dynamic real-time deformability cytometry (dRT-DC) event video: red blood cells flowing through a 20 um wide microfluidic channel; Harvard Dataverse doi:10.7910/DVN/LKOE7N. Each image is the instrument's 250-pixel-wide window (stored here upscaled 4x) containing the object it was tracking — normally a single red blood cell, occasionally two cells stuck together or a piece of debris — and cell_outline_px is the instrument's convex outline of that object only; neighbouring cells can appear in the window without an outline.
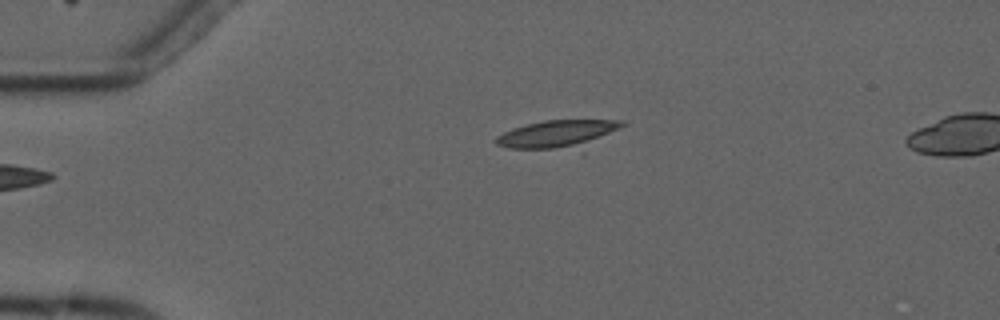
{"species": "common noctule bat (a hibernating species)", "species_latin": "Nyctalus noctula", "temperature_condition": "cold", "stored_images_in_passage": 5, "camera_frame_rate_fps": 3000, "um_per_image_px": 0.085, "animal": {"sex": "male", "forearm_length_mm": 52.5}, "frame": {"image": 1, "passage_image": 5, "time_ms": 4.667, "image_size_px": [1000, 320], "cell_outline_px": [[628, 124], [584, 156], [508, 148], [496, 144], [492, 140], [496, 136], [512, 128], [544, 120], [624, 120]], "centroid_in_image_um": [47.63, 11.55], "position_along_channel_um": 37.4, "area_um2": 23.93}}